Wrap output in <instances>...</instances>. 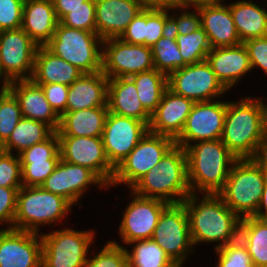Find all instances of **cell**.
<instances>
[{
    "label": "cell",
    "mask_w": 267,
    "mask_h": 267,
    "mask_svg": "<svg viewBox=\"0 0 267 267\" xmlns=\"http://www.w3.org/2000/svg\"><path fill=\"white\" fill-rule=\"evenodd\" d=\"M226 101L222 142L238 158L263 157L267 104L262 97Z\"/></svg>",
    "instance_id": "obj_1"
},
{
    "label": "cell",
    "mask_w": 267,
    "mask_h": 267,
    "mask_svg": "<svg viewBox=\"0 0 267 267\" xmlns=\"http://www.w3.org/2000/svg\"><path fill=\"white\" fill-rule=\"evenodd\" d=\"M201 197L190 193L182 202L187 211L193 246L215 243L214 250H217L238 240L241 218L219 194L202 193Z\"/></svg>",
    "instance_id": "obj_2"
},
{
    "label": "cell",
    "mask_w": 267,
    "mask_h": 267,
    "mask_svg": "<svg viewBox=\"0 0 267 267\" xmlns=\"http://www.w3.org/2000/svg\"><path fill=\"white\" fill-rule=\"evenodd\" d=\"M191 193L218 194L238 159L221 139L198 141L185 148Z\"/></svg>",
    "instance_id": "obj_3"
},
{
    "label": "cell",
    "mask_w": 267,
    "mask_h": 267,
    "mask_svg": "<svg viewBox=\"0 0 267 267\" xmlns=\"http://www.w3.org/2000/svg\"><path fill=\"white\" fill-rule=\"evenodd\" d=\"M130 191L149 198H158L169 204L182 203L191 193L187 179L185 149L174 144L160 162L142 176Z\"/></svg>",
    "instance_id": "obj_4"
},
{
    "label": "cell",
    "mask_w": 267,
    "mask_h": 267,
    "mask_svg": "<svg viewBox=\"0 0 267 267\" xmlns=\"http://www.w3.org/2000/svg\"><path fill=\"white\" fill-rule=\"evenodd\" d=\"M267 181V158L237 159L218 193L241 219L254 216Z\"/></svg>",
    "instance_id": "obj_5"
},
{
    "label": "cell",
    "mask_w": 267,
    "mask_h": 267,
    "mask_svg": "<svg viewBox=\"0 0 267 267\" xmlns=\"http://www.w3.org/2000/svg\"><path fill=\"white\" fill-rule=\"evenodd\" d=\"M72 205L62 196L44 190L41 186H22L17 192L13 229L41 233L40 227L58 225L66 219Z\"/></svg>",
    "instance_id": "obj_6"
},
{
    "label": "cell",
    "mask_w": 267,
    "mask_h": 267,
    "mask_svg": "<svg viewBox=\"0 0 267 267\" xmlns=\"http://www.w3.org/2000/svg\"><path fill=\"white\" fill-rule=\"evenodd\" d=\"M102 42L96 32L69 28L59 22L45 46L83 73H95L102 71Z\"/></svg>",
    "instance_id": "obj_7"
},
{
    "label": "cell",
    "mask_w": 267,
    "mask_h": 267,
    "mask_svg": "<svg viewBox=\"0 0 267 267\" xmlns=\"http://www.w3.org/2000/svg\"><path fill=\"white\" fill-rule=\"evenodd\" d=\"M40 235L42 267H84L96 234L93 229L64 227Z\"/></svg>",
    "instance_id": "obj_8"
},
{
    "label": "cell",
    "mask_w": 267,
    "mask_h": 267,
    "mask_svg": "<svg viewBox=\"0 0 267 267\" xmlns=\"http://www.w3.org/2000/svg\"><path fill=\"white\" fill-rule=\"evenodd\" d=\"M175 144L166 135L147 132L135 148L115 168L111 187L126 185L131 188L142 176L157 165L164 154Z\"/></svg>",
    "instance_id": "obj_9"
},
{
    "label": "cell",
    "mask_w": 267,
    "mask_h": 267,
    "mask_svg": "<svg viewBox=\"0 0 267 267\" xmlns=\"http://www.w3.org/2000/svg\"><path fill=\"white\" fill-rule=\"evenodd\" d=\"M177 267H183L195 249L189 219L182 203L169 204L161 213L152 238Z\"/></svg>",
    "instance_id": "obj_10"
},
{
    "label": "cell",
    "mask_w": 267,
    "mask_h": 267,
    "mask_svg": "<svg viewBox=\"0 0 267 267\" xmlns=\"http://www.w3.org/2000/svg\"><path fill=\"white\" fill-rule=\"evenodd\" d=\"M168 88L194 102L223 99V95L229 94L206 60L172 72L168 76Z\"/></svg>",
    "instance_id": "obj_11"
},
{
    "label": "cell",
    "mask_w": 267,
    "mask_h": 267,
    "mask_svg": "<svg viewBox=\"0 0 267 267\" xmlns=\"http://www.w3.org/2000/svg\"><path fill=\"white\" fill-rule=\"evenodd\" d=\"M154 69L152 49L130 44L120 38L102 42V72L108 79L130 77Z\"/></svg>",
    "instance_id": "obj_12"
},
{
    "label": "cell",
    "mask_w": 267,
    "mask_h": 267,
    "mask_svg": "<svg viewBox=\"0 0 267 267\" xmlns=\"http://www.w3.org/2000/svg\"><path fill=\"white\" fill-rule=\"evenodd\" d=\"M130 195L133 197L122 212L118 228V236L126 246L133 241L151 239L162 211L169 205L164 200L143 197L132 191Z\"/></svg>",
    "instance_id": "obj_13"
},
{
    "label": "cell",
    "mask_w": 267,
    "mask_h": 267,
    "mask_svg": "<svg viewBox=\"0 0 267 267\" xmlns=\"http://www.w3.org/2000/svg\"><path fill=\"white\" fill-rule=\"evenodd\" d=\"M38 45L22 29L0 32V68L11 82L30 79Z\"/></svg>",
    "instance_id": "obj_14"
},
{
    "label": "cell",
    "mask_w": 267,
    "mask_h": 267,
    "mask_svg": "<svg viewBox=\"0 0 267 267\" xmlns=\"http://www.w3.org/2000/svg\"><path fill=\"white\" fill-rule=\"evenodd\" d=\"M60 159L92 170L108 187L115 168L108 161L102 137L58 136Z\"/></svg>",
    "instance_id": "obj_15"
},
{
    "label": "cell",
    "mask_w": 267,
    "mask_h": 267,
    "mask_svg": "<svg viewBox=\"0 0 267 267\" xmlns=\"http://www.w3.org/2000/svg\"><path fill=\"white\" fill-rule=\"evenodd\" d=\"M226 113V100L195 102L175 144L184 149L198 141L221 139Z\"/></svg>",
    "instance_id": "obj_16"
},
{
    "label": "cell",
    "mask_w": 267,
    "mask_h": 267,
    "mask_svg": "<svg viewBox=\"0 0 267 267\" xmlns=\"http://www.w3.org/2000/svg\"><path fill=\"white\" fill-rule=\"evenodd\" d=\"M148 131L143 121L108 112L102 140L110 164L116 168Z\"/></svg>",
    "instance_id": "obj_17"
},
{
    "label": "cell",
    "mask_w": 267,
    "mask_h": 267,
    "mask_svg": "<svg viewBox=\"0 0 267 267\" xmlns=\"http://www.w3.org/2000/svg\"><path fill=\"white\" fill-rule=\"evenodd\" d=\"M94 186L99 189H109L108 186L89 168L59 160L54 171L47 177L41 187L53 194L62 196L72 206L82 205L81 197Z\"/></svg>",
    "instance_id": "obj_18"
},
{
    "label": "cell",
    "mask_w": 267,
    "mask_h": 267,
    "mask_svg": "<svg viewBox=\"0 0 267 267\" xmlns=\"http://www.w3.org/2000/svg\"><path fill=\"white\" fill-rule=\"evenodd\" d=\"M0 267H42L40 233L0 228Z\"/></svg>",
    "instance_id": "obj_19"
},
{
    "label": "cell",
    "mask_w": 267,
    "mask_h": 267,
    "mask_svg": "<svg viewBox=\"0 0 267 267\" xmlns=\"http://www.w3.org/2000/svg\"><path fill=\"white\" fill-rule=\"evenodd\" d=\"M22 186H41L60 160L59 138L55 131L45 141L34 144L19 154Z\"/></svg>",
    "instance_id": "obj_20"
},
{
    "label": "cell",
    "mask_w": 267,
    "mask_h": 267,
    "mask_svg": "<svg viewBox=\"0 0 267 267\" xmlns=\"http://www.w3.org/2000/svg\"><path fill=\"white\" fill-rule=\"evenodd\" d=\"M194 104L193 100L167 88L156 110L151 114L149 132L175 140L181 134Z\"/></svg>",
    "instance_id": "obj_21"
},
{
    "label": "cell",
    "mask_w": 267,
    "mask_h": 267,
    "mask_svg": "<svg viewBox=\"0 0 267 267\" xmlns=\"http://www.w3.org/2000/svg\"><path fill=\"white\" fill-rule=\"evenodd\" d=\"M141 10L136 0H95L97 35L102 40L120 38Z\"/></svg>",
    "instance_id": "obj_22"
},
{
    "label": "cell",
    "mask_w": 267,
    "mask_h": 267,
    "mask_svg": "<svg viewBox=\"0 0 267 267\" xmlns=\"http://www.w3.org/2000/svg\"><path fill=\"white\" fill-rule=\"evenodd\" d=\"M206 61L228 91L237 86L243 76L252 72L249 54L243 43L211 48Z\"/></svg>",
    "instance_id": "obj_23"
},
{
    "label": "cell",
    "mask_w": 267,
    "mask_h": 267,
    "mask_svg": "<svg viewBox=\"0 0 267 267\" xmlns=\"http://www.w3.org/2000/svg\"><path fill=\"white\" fill-rule=\"evenodd\" d=\"M224 0H213L198 8L201 28L208 37L211 48L236 46L241 44L230 7Z\"/></svg>",
    "instance_id": "obj_24"
},
{
    "label": "cell",
    "mask_w": 267,
    "mask_h": 267,
    "mask_svg": "<svg viewBox=\"0 0 267 267\" xmlns=\"http://www.w3.org/2000/svg\"><path fill=\"white\" fill-rule=\"evenodd\" d=\"M8 89L18 100L22 117L44 122L57 131L60 116L47 101L40 85L31 79L14 80Z\"/></svg>",
    "instance_id": "obj_25"
},
{
    "label": "cell",
    "mask_w": 267,
    "mask_h": 267,
    "mask_svg": "<svg viewBox=\"0 0 267 267\" xmlns=\"http://www.w3.org/2000/svg\"><path fill=\"white\" fill-rule=\"evenodd\" d=\"M108 81L102 71L83 73L69 86L66 111L108 106Z\"/></svg>",
    "instance_id": "obj_26"
},
{
    "label": "cell",
    "mask_w": 267,
    "mask_h": 267,
    "mask_svg": "<svg viewBox=\"0 0 267 267\" xmlns=\"http://www.w3.org/2000/svg\"><path fill=\"white\" fill-rule=\"evenodd\" d=\"M58 23L52 0H24L21 28L38 46L51 40Z\"/></svg>",
    "instance_id": "obj_27"
},
{
    "label": "cell",
    "mask_w": 267,
    "mask_h": 267,
    "mask_svg": "<svg viewBox=\"0 0 267 267\" xmlns=\"http://www.w3.org/2000/svg\"><path fill=\"white\" fill-rule=\"evenodd\" d=\"M107 105L109 112L143 121L149 126L151 114L143 107L129 77L109 79Z\"/></svg>",
    "instance_id": "obj_28"
},
{
    "label": "cell",
    "mask_w": 267,
    "mask_h": 267,
    "mask_svg": "<svg viewBox=\"0 0 267 267\" xmlns=\"http://www.w3.org/2000/svg\"><path fill=\"white\" fill-rule=\"evenodd\" d=\"M83 72L59 58L46 46H39L35 56L31 80L36 84H65L70 86Z\"/></svg>",
    "instance_id": "obj_29"
},
{
    "label": "cell",
    "mask_w": 267,
    "mask_h": 267,
    "mask_svg": "<svg viewBox=\"0 0 267 267\" xmlns=\"http://www.w3.org/2000/svg\"><path fill=\"white\" fill-rule=\"evenodd\" d=\"M108 106L66 111L60 116L58 136L102 137Z\"/></svg>",
    "instance_id": "obj_30"
},
{
    "label": "cell",
    "mask_w": 267,
    "mask_h": 267,
    "mask_svg": "<svg viewBox=\"0 0 267 267\" xmlns=\"http://www.w3.org/2000/svg\"><path fill=\"white\" fill-rule=\"evenodd\" d=\"M258 4L253 0H236L228 4L242 43L267 36V9Z\"/></svg>",
    "instance_id": "obj_31"
},
{
    "label": "cell",
    "mask_w": 267,
    "mask_h": 267,
    "mask_svg": "<svg viewBox=\"0 0 267 267\" xmlns=\"http://www.w3.org/2000/svg\"><path fill=\"white\" fill-rule=\"evenodd\" d=\"M55 131L46 123L22 117L0 150L19 155L34 144L48 139Z\"/></svg>",
    "instance_id": "obj_32"
},
{
    "label": "cell",
    "mask_w": 267,
    "mask_h": 267,
    "mask_svg": "<svg viewBox=\"0 0 267 267\" xmlns=\"http://www.w3.org/2000/svg\"><path fill=\"white\" fill-rule=\"evenodd\" d=\"M238 239L246 247L254 267H267V221L254 216L242 218Z\"/></svg>",
    "instance_id": "obj_33"
},
{
    "label": "cell",
    "mask_w": 267,
    "mask_h": 267,
    "mask_svg": "<svg viewBox=\"0 0 267 267\" xmlns=\"http://www.w3.org/2000/svg\"><path fill=\"white\" fill-rule=\"evenodd\" d=\"M129 78L135 84L143 107L152 114L168 88V76L154 68L150 71L136 73Z\"/></svg>",
    "instance_id": "obj_34"
},
{
    "label": "cell",
    "mask_w": 267,
    "mask_h": 267,
    "mask_svg": "<svg viewBox=\"0 0 267 267\" xmlns=\"http://www.w3.org/2000/svg\"><path fill=\"white\" fill-rule=\"evenodd\" d=\"M127 253L128 267H177L164 250L153 240L133 241Z\"/></svg>",
    "instance_id": "obj_35"
},
{
    "label": "cell",
    "mask_w": 267,
    "mask_h": 267,
    "mask_svg": "<svg viewBox=\"0 0 267 267\" xmlns=\"http://www.w3.org/2000/svg\"><path fill=\"white\" fill-rule=\"evenodd\" d=\"M154 68L169 76L187 64L183 61L174 34L169 31L151 48Z\"/></svg>",
    "instance_id": "obj_36"
},
{
    "label": "cell",
    "mask_w": 267,
    "mask_h": 267,
    "mask_svg": "<svg viewBox=\"0 0 267 267\" xmlns=\"http://www.w3.org/2000/svg\"><path fill=\"white\" fill-rule=\"evenodd\" d=\"M183 61L187 65L206 60L211 46L207 34L200 28L187 35H174Z\"/></svg>",
    "instance_id": "obj_37"
},
{
    "label": "cell",
    "mask_w": 267,
    "mask_h": 267,
    "mask_svg": "<svg viewBox=\"0 0 267 267\" xmlns=\"http://www.w3.org/2000/svg\"><path fill=\"white\" fill-rule=\"evenodd\" d=\"M22 114L19 102L8 89L0 91V147L8 140Z\"/></svg>",
    "instance_id": "obj_38"
},
{
    "label": "cell",
    "mask_w": 267,
    "mask_h": 267,
    "mask_svg": "<svg viewBox=\"0 0 267 267\" xmlns=\"http://www.w3.org/2000/svg\"><path fill=\"white\" fill-rule=\"evenodd\" d=\"M94 256H88L84 267H128L125 246L118 241L108 240L99 252L92 250Z\"/></svg>",
    "instance_id": "obj_39"
},
{
    "label": "cell",
    "mask_w": 267,
    "mask_h": 267,
    "mask_svg": "<svg viewBox=\"0 0 267 267\" xmlns=\"http://www.w3.org/2000/svg\"><path fill=\"white\" fill-rule=\"evenodd\" d=\"M216 267H254L244 244L238 239L215 250Z\"/></svg>",
    "instance_id": "obj_40"
},
{
    "label": "cell",
    "mask_w": 267,
    "mask_h": 267,
    "mask_svg": "<svg viewBox=\"0 0 267 267\" xmlns=\"http://www.w3.org/2000/svg\"><path fill=\"white\" fill-rule=\"evenodd\" d=\"M189 10L188 8L169 9L170 31L174 35H187L201 28L199 9ZM170 11L172 12L170 13Z\"/></svg>",
    "instance_id": "obj_41"
},
{
    "label": "cell",
    "mask_w": 267,
    "mask_h": 267,
    "mask_svg": "<svg viewBox=\"0 0 267 267\" xmlns=\"http://www.w3.org/2000/svg\"><path fill=\"white\" fill-rule=\"evenodd\" d=\"M169 31V9L146 10L145 46L152 48Z\"/></svg>",
    "instance_id": "obj_42"
},
{
    "label": "cell",
    "mask_w": 267,
    "mask_h": 267,
    "mask_svg": "<svg viewBox=\"0 0 267 267\" xmlns=\"http://www.w3.org/2000/svg\"><path fill=\"white\" fill-rule=\"evenodd\" d=\"M59 22L69 28L96 32L95 0H87L85 6L72 9Z\"/></svg>",
    "instance_id": "obj_43"
},
{
    "label": "cell",
    "mask_w": 267,
    "mask_h": 267,
    "mask_svg": "<svg viewBox=\"0 0 267 267\" xmlns=\"http://www.w3.org/2000/svg\"><path fill=\"white\" fill-rule=\"evenodd\" d=\"M0 187H22L19 155L0 150Z\"/></svg>",
    "instance_id": "obj_44"
},
{
    "label": "cell",
    "mask_w": 267,
    "mask_h": 267,
    "mask_svg": "<svg viewBox=\"0 0 267 267\" xmlns=\"http://www.w3.org/2000/svg\"><path fill=\"white\" fill-rule=\"evenodd\" d=\"M24 0H0V32L21 28Z\"/></svg>",
    "instance_id": "obj_45"
},
{
    "label": "cell",
    "mask_w": 267,
    "mask_h": 267,
    "mask_svg": "<svg viewBox=\"0 0 267 267\" xmlns=\"http://www.w3.org/2000/svg\"><path fill=\"white\" fill-rule=\"evenodd\" d=\"M21 187H0V225L4 230L13 228L16 214L17 192Z\"/></svg>",
    "instance_id": "obj_46"
},
{
    "label": "cell",
    "mask_w": 267,
    "mask_h": 267,
    "mask_svg": "<svg viewBox=\"0 0 267 267\" xmlns=\"http://www.w3.org/2000/svg\"><path fill=\"white\" fill-rule=\"evenodd\" d=\"M249 54L251 68H260L267 75V36L246 40L244 43Z\"/></svg>",
    "instance_id": "obj_47"
},
{
    "label": "cell",
    "mask_w": 267,
    "mask_h": 267,
    "mask_svg": "<svg viewBox=\"0 0 267 267\" xmlns=\"http://www.w3.org/2000/svg\"><path fill=\"white\" fill-rule=\"evenodd\" d=\"M37 85L42 87L47 101L59 116L66 112L69 86L57 83Z\"/></svg>",
    "instance_id": "obj_48"
},
{
    "label": "cell",
    "mask_w": 267,
    "mask_h": 267,
    "mask_svg": "<svg viewBox=\"0 0 267 267\" xmlns=\"http://www.w3.org/2000/svg\"><path fill=\"white\" fill-rule=\"evenodd\" d=\"M145 25L146 10L142 9L129 23L120 39L130 44L145 45Z\"/></svg>",
    "instance_id": "obj_49"
},
{
    "label": "cell",
    "mask_w": 267,
    "mask_h": 267,
    "mask_svg": "<svg viewBox=\"0 0 267 267\" xmlns=\"http://www.w3.org/2000/svg\"><path fill=\"white\" fill-rule=\"evenodd\" d=\"M87 0H52L56 17L60 21L67 13L76 7L85 6Z\"/></svg>",
    "instance_id": "obj_50"
},
{
    "label": "cell",
    "mask_w": 267,
    "mask_h": 267,
    "mask_svg": "<svg viewBox=\"0 0 267 267\" xmlns=\"http://www.w3.org/2000/svg\"><path fill=\"white\" fill-rule=\"evenodd\" d=\"M213 0H170L171 8L198 9Z\"/></svg>",
    "instance_id": "obj_51"
},
{
    "label": "cell",
    "mask_w": 267,
    "mask_h": 267,
    "mask_svg": "<svg viewBox=\"0 0 267 267\" xmlns=\"http://www.w3.org/2000/svg\"><path fill=\"white\" fill-rule=\"evenodd\" d=\"M140 7L145 10H167L170 9V0H136Z\"/></svg>",
    "instance_id": "obj_52"
},
{
    "label": "cell",
    "mask_w": 267,
    "mask_h": 267,
    "mask_svg": "<svg viewBox=\"0 0 267 267\" xmlns=\"http://www.w3.org/2000/svg\"><path fill=\"white\" fill-rule=\"evenodd\" d=\"M254 217L263 220V221H267V181L262 193V197L259 203V206L257 208L256 214L254 215Z\"/></svg>",
    "instance_id": "obj_53"
},
{
    "label": "cell",
    "mask_w": 267,
    "mask_h": 267,
    "mask_svg": "<svg viewBox=\"0 0 267 267\" xmlns=\"http://www.w3.org/2000/svg\"><path fill=\"white\" fill-rule=\"evenodd\" d=\"M0 91H6L9 88L10 81L2 74L1 68H0Z\"/></svg>",
    "instance_id": "obj_54"
},
{
    "label": "cell",
    "mask_w": 267,
    "mask_h": 267,
    "mask_svg": "<svg viewBox=\"0 0 267 267\" xmlns=\"http://www.w3.org/2000/svg\"><path fill=\"white\" fill-rule=\"evenodd\" d=\"M263 157L267 158V113H266V143H265V147H264Z\"/></svg>",
    "instance_id": "obj_55"
}]
</instances>
